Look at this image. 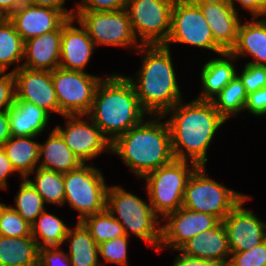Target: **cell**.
I'll return each instance as SVG.
<instances>
[{"label":"cell","instance_id":"22","mask_svg":"<svg viewBox=\"0 0 266 266\" xmlns=\"http://www.w3.org/2000/svg\"><path fill=\"white\" fill-rule=\"evenodd\" d=\"M235 60L238 61L231 52H222L204 63L200 72L202 91L197 100L212 101L220 93L238 72Z\"/></svg>","mask_w":266,"mask_h":266},{"label":"cell","instance_id":"19","mask_svg":"<svg viewBox=\"0 0 266 266\" xmlns=\"http://www.w3.org/2000/svg\"><path fill=\"white\" fill-rule=\"evenodd\" d=\"M212 31L215 43L230 52L236 44L241 23L239 13L227 2L198 5Z\"/></svg>","mask_w":266,"mask_h":266},{"label":"cell","instance_id":"47","mask_svg":"<svg viewBox=\"0 0 266 266\" xmlns=\"http://www.w3.org/2000/svg\"><path fill=\"white\" fill-rule=\"evenodd\" d=\"M11 137L9 118L7 112H0V147Z\"/></svg>","mask_w":266,"mask_h":266},{"label":"cell","instance_id":"51","mask_svg":"<svg viewBox=\"0 0 266 266\" xmlns=\"http://www.w3.org/2000/svg\"><path fill=\"white\" fill-rule=\"evenodd\" d=\"M6 17L0 12V23L5 19Z\"/></svg>","mask_w":266,"mask_h":266},{"label":"cell","instance_id":"32","mask_svg":"<svg viewBox=\"0 0 266 266\" xmlns=\"http://www.w3.org/2000/svg\"><path fill=\"white\" fill-rule=\"evenodd\" d=\"M247 92L241 79L236 76L212 100L215 109L227 121L244 111Z\"/></svg>","mask_w":266,"mask_h":266},{"label":"cell","instance_id":"14","mask_svg":"<svg viewBox=\"0 0 266 266\" xmlns=\"http://www.w3.org/2000/svg\"><path fill=\"white\" fill-rule=\"evenodd\" d=\"M161 221L159 249L178 250L185 242L203 231L214 228L220 220L208 213L196 212L181 207L166 215ZM166 220V221H165Z\"/></svg>","mask_w":266,"mask_h":266},{"label":"cell","instance_id":"21","mask_svg":"<svg viewBox=\"0 0 266 266\" xmlns=\"http://www.w3.org/2000/svg\"><path fill=\"white\" fill-rule=\"evenodd\" d=\"M62 26L55 31L31 38L24 42L22 66L31 70L53 71L59 68Z\"/></svg>","mask_w":266,"mask_h":266},{"label":"cell","instance_id":"7","mask_svg":"<svg viewBox=\"0 0 266 266\" xmlns=\"http://www.w3.org/2000/svg\"><path fill=\"white\" fill-rule=\"evenodd\" d=\"M108 184L100 169L83 163L64 173V204L78 211L77 222L106 209Z\"/></svg>","mask_w":266,"mask_h":266},{"label":"cell","instance_id":"36","mask_svg":"<svg viewBox=\"0 0 266 266\" xmlns=\"http://www.w3.org/2000/svg\"><path fill=\"white\" fill-rule=\"evenodd\" d=\"M0 235L25 237L31 235V226L12 206L4 204L0 209Z\"/></svg>","mask_w":266,"mask_h":266},{"label":"cell","instance_id":"45","mask_svg":"<svg viewBox=\"0 0 266 266\" xmlns=\"http://www.w3.org/2000/svg\"><path fill=\"white\" fill-rule=\"evenodd\" d=\"M16 173L11 165L9 158L6 156L3 148L0 147V189L6 190L9 186L7 184L8 176Z\"/></svg>","mask_w":266,"mask_h":266},{"label":"cell","instance_id":"52","mask_svg":"<svg viewBox=\"0 0 266 266\" xmlns=\"http://www.w3.org/2000/svg\"><path fill=\"white\" fill-rule=\"evenodd\" d=\"M4 204H5V203H1V202H0V209H1V207H2Z\"/></svg>","mask_w":266,"mask_h":266},{"label":"cell","instance_id":"49","mask_svg":"<svg viewBox=\"0 0 266 266\" xmlns=\"http://www.w3.org/2000/svg\"><path fill=\"white\" fill-rule=\"evenodd\" d=\"M195 5H203L209 3H220V2H227L228 0H187Z\"/></svg>","mask_w":266,"mask_h":266},{"label":"cell","instance_id":"16","mask_svg":"<svg viewBox=\"0 0 266 266\" xmlns=\"http://www.w3.org/2000/svg\"><path fill=\"white\" fill-rule=\"evenodd\" d=\"M15 101H27L43 108L50 115L59 114V104L53 86L52 71L31 70L21 66L14 71Z\"/></svg>","mask_w":266,"mask_h":266},{"label":"cell","instance_id":"37","mask_svg":"<svg viewBox=\"0 0 266 266\" xmlns=\"http://www.w3.org/2000/svg\"><path fill=\"white\" fill-rule=\"evenodd\" d=\"M227 266H266V240L247 251L231 253Z\"/></svg>","mask_w":266,"mask_h":266},{"label":"cell","instance_id":"39","mask_svg":"<svg viewBox=\"0 0 266 266\" xmlns=\"http://www.w3.org/2000/svg\"><path fill=\"white\" fill-rule=\"evenodd\" d=\"M38 266H72L68 254L61 246L38 249Z\"/></svg>","mask_w":266,"mask_h":266},{"label":"cell","instance_id":"9","mask_svg":"<svg viewBox=\"0 0 266 266\" xmlns=\"http://www.w3.org/2000/svg\"><path fill=\"white\" fill-rule=\"evenodd\" d=\"M174 3L175 0H127L125 9L141 45L166 43L171 31Z\"/></svg>","mask_w":266,"mask_h":266},{"label":"cell","instance_id":"38","mask_svg":"<svg viewBox=\"0 0 266 266\" xmlns=\"http://www.w3.org/2000/svg\"><path fill=\"white\" fill-rule=\"evenodd\" d=\"M237 75L245 86L247 94L266 87V66L246 63Z\"/></svg>","mask_w":266,"mask_h":266},{"label":"cell","instance_id":"8","mask_svg":"<svg viewBox=\"0 0 266 266\" xmlns=\"http://www.w3.org/2000/svg\"><path fill=\"white\" fill-rule=\"evenodd\" d=\"M205 168L199 166L190 176L182 207L211 214L222 221L246 195L208 177Z\"/></svg>","mask_w":266,"mask_h":266},{"label":"cell","instance_id":"46","mask_svg":"<svg viewBox=\"0 0 266 266\" xmlns=\"http://www.w3.org/2000/svg\"><path fill=\"white\" fill-rule=\"evenodd\" d=\"M230 5L234 8V10L238 13V6H236L235 2L240 4L241 9L249 11L252 17H266V13L258 6L257 0H228Z\"/></svg>","mask_w":266,"mask_h":266},{"label":"cell","instance_id":"15","mask_svg":"<svg viewBox=\"0 0 266 266\" xmlns=\"http://www.w3.org/2000/svg\"><path fill=\"white\" fill-rule=\"evenodd\" d=\"M252 197L246 195L222 220L231 253L247 251L266 240V223L251 210L244 208Z\"/></svg>","mask_w":266,"mask_h":266},{"label":"cell","instance_id":"34","mask_svg":"<svg viewBox=\"0 0 266 266\" xmlns=\"http://www.w3.org/2000/svg\"><path fill=\"white\" fill-rule=\"evenodd\" d=\"M19 189L14 197L15 205L12 207L24 220L32 224L36 218L46 210V204L32 184L26 179H21Z\"/></svg>","mask_w":266,"mask_h":266},{"label":"cell","instance_id":"24","mask_svg":"<svg viewBox=\"0 0 266 266\" xmlns=\"http://www.w3.org/2000/svg\"><path fill=\"white\" fill-rule=\"evenodd\" d=\"M7 115L11 136L36 138L46 131L51 116L43 108L27 101H14Z\"/></svg>","mask_w":266,"mask_h":266},{"label":"cell","instance_id":"17","mask_svg":"<svg viewBox=\"0 0 266 266\" xmlns=\"http://www.w3.org/2000/svg\"><path fill=\"white\" fill-rule=\"evenodd\" d=\"M25 42L31 38L58 30L68 18L60 11L29 4L26 1L8 17Z\"/></svg>","mask_w":266,"mask_h":266},{"label":"cell","instance_id":"44","mask_svg":"<svg viewBox=\"0 0 266 266\" xmlns=\"http://www.w3.org/2000/svg\"><path fill=\"white\" fill-rule=\"evenodd\" d=\"M29 4L41 7H48L62 12L68 19L75 17V9H68L65 6L66 0H24Z\"/></svg>","mask_w":266,"mask_h":266},{"label":"cell","instance_id":"3","mask_svg":"<svg viewBox=\"0 0 266 266\" xmlns=\"http://www.w3.org/2000/svg\"><path fill=\"white\" fill-rule=\"evenodd\" d=\"M141 67L134 76H126L132 83L138 101L149 115H164L183 100L171 57V49L164 45H141Z\"/></svg>","mask_w":266,"mask_h":266},{"label":"cell","instance_id":"30","mask_svg":"<svg viewBox=\"0 0 266 266\" xmlns=\"http://www.w3.org/2000/svg\"><path fill=\"white\" fill-rule=\"evenodd\" d=\"M24 59V41L16 32L15 26L5 18L0 23V72H6L7 68L16 64L11 72L17 71Z\"/></svg>","mask_w":266,"mask_h":266},{"label":"cell","instance_id":"42","mask_svg":"<svg viewBox=\"0 0 266 266\" xmlns=\"http://www.w3.org/2000/svg\"><path fill=\"white\" fill-rule=\"evenodd\" d=\"M245 110L254 116H266V87L247 95Z\"/></svg>","mask_w":266,"mask_h":266},{"label":"cell","instance_id":"5","mask_svg":"<svg viewBox=\"0 0 266 266\" xmlns=\"http://www.w3.org/2000/svg\"><path fill=\"white\" fill-rule=\"evenodd\" d=\"M148 202L120 185L108 187L106 208L123 226L125 234L128 237L134 235L158 250L162 220L153 211L150 201Z\"/></svg>","mask_w":266,"mask_h":266},{"label":"cell","instance_id":"33","mask_svg":"<svg viewBox=\"0 0 266 266\" xmlns=\"http://www.w3.org/2000/svg\"><path fill=\"white\" fill-rule=\"evenodd\" d=\"M81 223L90 232V235L98 245L126 235L123 226L107 208L102 212L85 217Z\"/></svg>","mask_w":266,"mask_h":266},{"label":"cell","instance_id":"23","mask_svg":"<svg viewBox=\"0 0 266 266\" xmlns=\"http://www.w3.org/2000/svg\"><path fill=\"white\" fill-rule=\"evenodd\" d=\"M230 52L238 60L250 56L254 60L246 63L266 66V17H252V20L243 23L241 21L236 44Z\"/></svg>","mask_w":266,"mask_h":266},{"label":"cell","instance_id":"43","mask_svg":"<svg viewBox=\"0 0 266 266\" xmlns=\"http://www.w3.org/2000/svg\"><path fill=\"white\" fill-rule=\"evenodd\" d=\"M173 251H178L180 253L177 254L171 266H222L214 260L196 258L183 254L179 249Z\"/></svg>","mask_w":266,"mask_h":266},{"label":"cell","instance_id":"41","mask_svg":"<svg viewBox=\"0 0 266 266\" xmlns=\"http://www.w3.org/2000/svg\"><path fill=\"white\" fill-rule=\"evenodd\" d=\"M127 0H80L75 11H118L126 8Z\"/></svg>","mask_w":266,"mask_h":266},{"label":"cell","instance_id":"40","mask_svg":"<svg viewBox=\"0 0 266 266\" xmlns=\"http://www.w3.org/2000/svg\"><path fill=\"white\" fill-rule=\"evenodd\" d=\"M15 101L13 72H0V112H8Z\"/></svg>","mask_w":266,"mask_h":266},{"label":"cell","instance_id":"20","mask_svg":"<svg viewBox=\"0 0 266 266\" xmlns=\"http://www.w3.org/2000/svg\"><path fill=\"white\" fill-rule=\"evenodd\" d=\"M179 250L189 256L214 260L222 266H227L231 257L229 241L222 221L214 228L189 239Z\"/></svg>","mask_w":266,"mask_h":266},{"label":"cell","instance_id":"28","mask_svg":"<svg viewBox=\"0 0 266 266\" xmlns=\"http://www.w3.org/2000/svg\"><path fill=\"white\" fill-rule=\"evenodd\" d=\"M38 249L31 235H0V266H38Z\"/></svg>","mask_w":266,"mask_h":266},{"label":"cell","instance_id":"50","mask_svg":"<svg viewBox=\"0 0 266 266\" xmlns=\"http://www.w3.org/2000/svg\"><path fill=\"white\" fill-rule=\"evenodd\" d=\"M257 4L266 13V0H257Z\"/></svg>","mask_w":266,"mask_h":266},{"label":"cell","instance_id":"6","mask_svg":"<svg viewBox=\"0 0 266 266\" xmlns=\"http://www.w3.org/2000/svg\"><path fill=\"white\" fill-rule=\"evenodd\" d=\"M174 159L142 178L155 214L162 220L182 207L187 182L199 167L193 162Z\"/></svg>","mask_w":266,"mask_h":266},{"label":"cell","instance_id":"4","mask_svg":"<svg viewBox=\"0 0 266 266\" xmlns=\"http://www.w3.org/2000/svg\"><path fill=\"white\" fill-rule=\"evenodd\" d=\"M87 116L113 143L119 136L141 123L149 114L142 108L126 75H106L97 86Z\"/></svg>","mask_w":266,"mask_h":266},{"label":"cell","instance_id":"31","mask_svg":"<svg viewBox=\"0 0 266 266\" xmlns=\"http://www.w3.org/2000/svg\"><path fill=\"white\" fill-rule=\"evenodd\" d=\"M35 173L34 179L30 176ZM42 197L44 203L64 206V174L37 167L26 178Z\"/></svg>","mask_w":266,"mask_h":266},{"label":"cell","instance_id":"1","mask_svg":"<svg viewBox=\"0 0 266 266\" xmlns=\"http://www.w3.org/2000/svg\"><path fill=\"white\" fill-rule=\"evenodd\" d=\"M183 101H179L163 115L164 118L170 117L167 122L174 157L206 167L208 149L226 120L215 109L212 101Z\"/></svg>","mask_w":266,"mask_h":266},{"label":"cell","instance_id":"18","mask_svg":"<svg viewBox=\"0 0 266 266\" xmlns=\"http://www.w3.org/2000/svg\"><path fill=\"white\" fill-rule=\"evenodd\" d=\"M76 21L79 28L74 25ZM95 47L86 28L75 17L68 19L62 25L59 67L85 72Z\"/></svg>","mask_w":266,"mask_h":266},{"label":"cell","instance_id":"10","mask_svg":"<svg viewBox=\"0 0 266 266\" xmlns=\"http://www.w3.org/2000/svg\"><path fill=\"white\" fill-rule=\"evenodd\" d=\"M75 18L86 28L96 47L115 46L137 51L136 39L126 9L118 11H75Z\"/></svg>","mask_w":266,"mask_h":266},{"label":"cell","instance_id":"35","mask_svg":"<svg viewBox=\"0 0 266 266\" xmlns=\"http://www.w3.org/2000/svg\"><path fill=\"white\" fill-rule=\"evenodd\" d=\"M128 244L129 237L127 235L100 243L98 245V254L99 258L103 259L102 262L100 261V265L104 266L106 263H110L128 266Z\"/></svg>","mask_w":266,"mask_h":266},{"label":"cell","instance_id":"29","mask_svg":"<svg viewBox=\"0 0 266 266\" xmlns=\"http://www.w3.org/2000/svg\"><path fill=\"white\" fill-rule=\"evenodd\" d=\"M30 226L31 236L36 241L38 248L63 247L69 226L53 213L45 210Z\"/></svg>","mask_w":266,"mask_h":266},{"label":"cell","instance_id":"13","mask_svg":"<svg viewBox=\"0 0 266 266\" xmlns=\"http://www.w3.org/2000/svg\"><path fill=\"white\" fill-rule=\"evenodd\" d=\"M65 127L54 128L66 145L82 163H88L106 150L111 152V142L87 115H64ZM87 120H86V119Z\"/></svg>","mask_w":266,"mask_h":266},{"label":"cell","instance_id":"11","mask_svg":"<svg viewBox=\"0 0 266 266\" xmlns=\"http://www.w3.org/2000/svg\"><path fill=\"white\" fill-rule=\"evenodd\" d=\"M104 77L83 71L56 68L52 71L59 114L87 115L92 107L97 86Z\"/></svg>","mask_w":266,"mask_h":266},{"label":"cell","instance_id":"26","mask_svg":"<svg viewBox=\"0 0 266 266\" xmlns=\"http://www.w3.org/2000/svg\"><path fill=\"white\" fill-rule=\"evenodd\" d=\"M34 138L11 136L2 146L20 179L27 178L38 167L39 142Z\"/></svg>","mask_w":266,"mask_h":266},{"label":"cell","instance_id":"2","mask_svg":"<svg viewBox=\"0 0 266 266\" xmlns=\"http://www.w3.org/2000/svg\"><path fill=\"white\" fill-rule=\"evenodd\" d=\"M148 117L111 144V153L141 179L175 159L167 120L162 122L163 115Z\"/></svg>","mask_w":266,"mask_h":266},{"label":"cell","instance_id":"27","mask_svg":"<svg viewBox=\"0 0 266 266\" xmlns=\"http://www.w3.org/2000/svg\"><path fill=\"white\" fill-rule=\"evenodd\" d=\"M65 242L70 246L66 253L72 266H101L98 244L81 222H77L74 228L69 227Z\"/></svg>","mask_w":266,"mask_h":266},{"label":"cell","instance_id":"48","mask_svg":"<svg viewBox=\"0 0 266 266\" xmlns=\"http://www.w3.org/2000/svg\"><path fill=\"white\" fill-rule=\"evenodd\" d=\"M24 0H0V12L8 18Z\"/></svg>","mask_w":266,"mask_h":266},{"label":"cell","instance_id":"12","mask_svg":"<svg viewBox=\"0 0 266 266\" xmlns=\"http://www.w3.org/2000/svg\"><path fill=\"white\" fill-rule=\"evenodd\" d=\"M186 44L215 52H224L213 38L212 31L198 5L187 0H175L172 8L171 31L164 44Z\"/></svg>","mask_w":266,"mask_h":266},{"label":"cell","instance_id":"25","mask_svg":"<svg viewBox=\"0 0 266 266\" xmlns=\"http://www.w3.org/2000/svg\"><path fill=\"white\" fill-rule=\"evenodd\" d=\"M48 135L44 143H39V168L64 174L83 164L55 128Z\"/></svg>","mask_w":266,"mask_h":266}]
</instances>
